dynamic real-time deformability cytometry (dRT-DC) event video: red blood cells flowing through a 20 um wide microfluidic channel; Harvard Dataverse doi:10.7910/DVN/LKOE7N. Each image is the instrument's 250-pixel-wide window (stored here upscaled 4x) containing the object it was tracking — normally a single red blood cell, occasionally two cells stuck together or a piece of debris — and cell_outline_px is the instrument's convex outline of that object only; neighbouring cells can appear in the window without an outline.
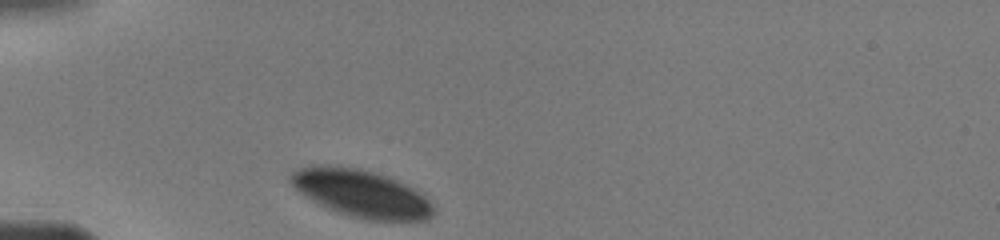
{"species": "human", "species_latin": "Homo sapiens", "temperature_condition": "warm", "stored_images_in_passage": 5, "camera_frame_rate_fps": 3000, "um_per_image_px": 0.085, "donor": {"sex": "male"}, "frame": {"image": 1, "passage_image": 1, "time_ms": 0.0, "image_size_px": [1000, 240], "cell_outline_px": [[436, 212], [432, 216], [424, 220], [364, 220], [336, 212], [304, 196], [288, 180], [288, 176], [292, 172], [300, 168], [320, 164], [360, 168], [388, 176], [420, 192], [436, 208]], "centroid_in_image_um": [30.7, 16.44], "position_along_channel_um": 54.3, "area_um2": 39.48}}